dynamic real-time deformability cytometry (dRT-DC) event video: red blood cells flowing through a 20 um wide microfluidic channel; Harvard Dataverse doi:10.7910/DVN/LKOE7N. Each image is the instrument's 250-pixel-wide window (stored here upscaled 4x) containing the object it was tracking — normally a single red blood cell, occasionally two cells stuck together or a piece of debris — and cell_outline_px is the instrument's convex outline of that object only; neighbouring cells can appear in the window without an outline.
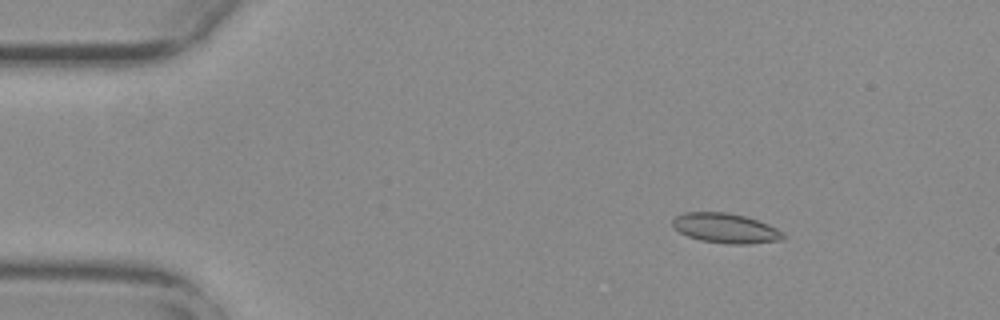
{"species": "common noctule bat (a hibernating species)", "species_latin": "Nyctalus noctula", "temperature_condition": "warm", "stored_images_in_passage": 56, "camera_frame_rate_fps": 3000, "um_per_image_px": 0.085, "animal": {"sex": "female", "body_mass_g": 29.2, "forearm_length_mm": 56.3}, "frame": {"image": 1, "passage_image": 8, "time_ms": 2.333, "image_size_px": [1000, 320], "cell_outline_px": [[784, 240], [748, 244], [728, 244], [700, 240], [688, 236], [672, 228], [672, 220], [676, 216], [684, 212], [728, 212], [748, 216], [768, 224], [784, 232]], "centroid_in_image_um": [61.68, 19.39], "position_along_channel_um": 23.3, "area_um2": 19.48}}
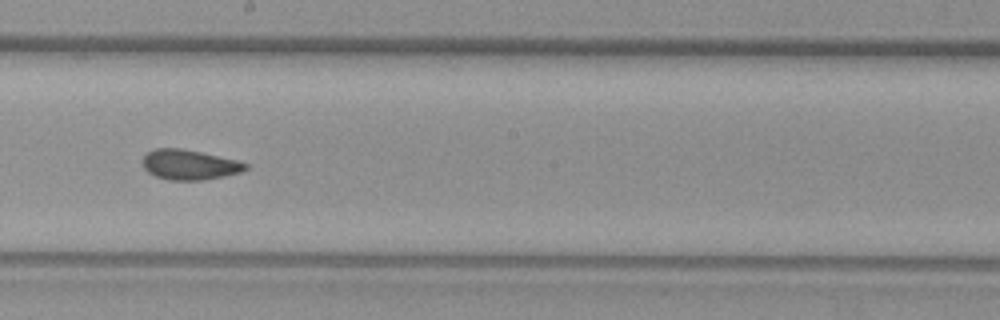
{"frame": {"image": 2, "passage_image": 31, "time_ms": 10.0, "image_size_px": [1000, 320], "cell_outline_px": [[248, 168], [240, 172], [224, 176], [204, 180], [168, 180], [156, 176], [148, 172], [144, 168], [140, 160], [148, 152], [156, 148], [180, 148], [200, 152], [236, 160], [248, 164]], "centroid_in_image_um": [16.06, 14.0], "position_along_channel_um": 232.1, "area_um2": 17.98}}
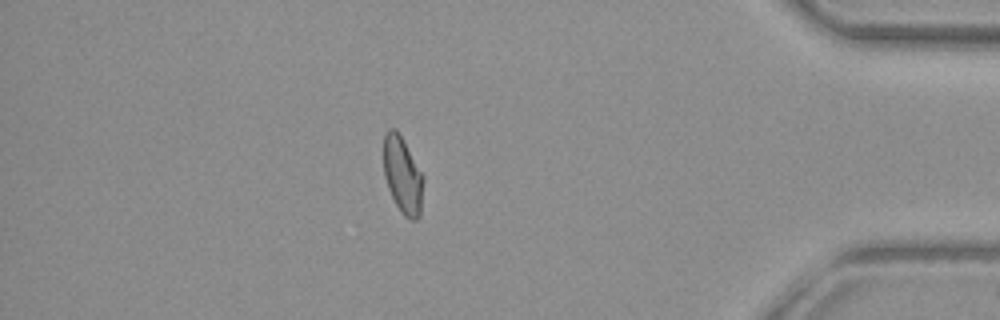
{"frame": {"image": 3, "passage_image": 48, "time_ms": 15.667, "image_size_px": [1000, 320], "cell_outline_px": [[424, 180], [420, 216], [416, 220], [408, 220], [400, 212], [388, 188], [384, 176], [384, 136], [388, 128], [396, 128], [424, 176]], "centroid_in_image_um": [34.23, 14.92], "position_along_channel_um": 401.0, "area_um2": 17.86}, "authors_computed_cell_mechanics": {"area_um2": 18.207, "velocity_mm_per_s": 3.7415, "shape_relaxation_time_tau1_ms": null, "shape_relaxation_time_tau2_ms": 2.1535, "deformation_change_tau1": null, "deformation_change_tau2": 0.0583}}